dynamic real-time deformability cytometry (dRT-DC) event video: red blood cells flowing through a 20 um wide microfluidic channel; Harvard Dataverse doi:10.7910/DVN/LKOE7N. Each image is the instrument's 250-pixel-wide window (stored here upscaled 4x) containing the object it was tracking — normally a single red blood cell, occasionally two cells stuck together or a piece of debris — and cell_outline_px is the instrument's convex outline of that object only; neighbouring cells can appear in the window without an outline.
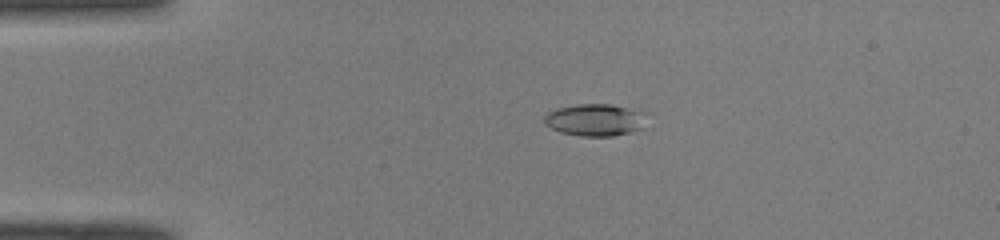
{"species": "common noctule bat (a hibernating species)", "species_latin": "Nyctalus noctula", "temperature_condition": "room temperature", "stored_images_in_passage": 45, "camera_frame_rate_fps": 3000, "um_per_image_px": 0.085, "animal": {"sex": "male", "body_mass_g": 19.0, "forearm_length_mm": 50.8}, "frame": {"image": 1, "passage_image": 6, "time_ms": 1.667, "image_size_px": [1000, 240], "cell_outline_px": [[652, 112], [640, 128], [628, 132], [612, 136], [580, 136], [560, 132], [552, 128], [544, 120], [544, 116], [548, 112], [556, 108], [576, 104], [608, 104]], "centroid_in_image_um": [50.64, 10.17], "position_along_channel_um": 34.4, "area_um2": 19.31}}
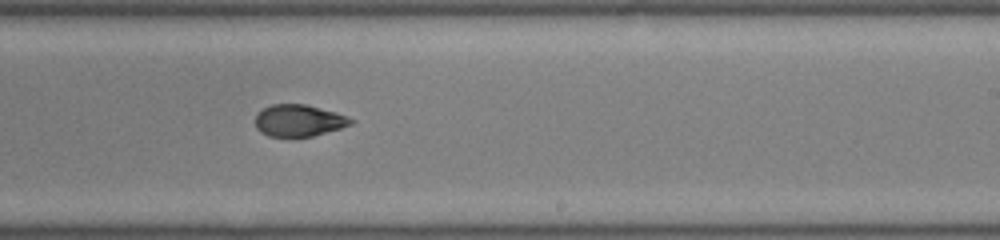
{"frame": {"image": 2, "passage_image": 26, "time_ms": 8.333, "image_size_px": [1000, 240], "cell_outline_px": [[356, 120], [352, 124], [340, 128], [312, 136], [292, 140], [268, 136], [260, 132], [256, 128], [256, 112], [272, 104], [304, 104], [336, 112]], "centroid_in_image_um": [25.36, 10.29], "position_along_channel_um": 263.6, "area_um2": 18.26}}
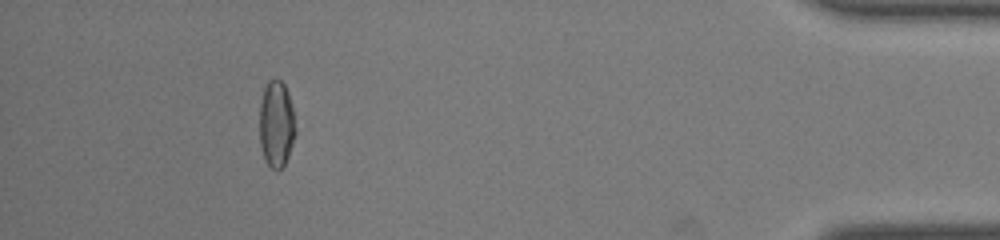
{"frame": {"image": 3, "passage_image": 41, "time_ms": 13.333, "image_size_px": [1000, 240], "cell_outline_px": [[296, 132], [288, 156], [284, 164], [280, 168], [272, 168], [264, 160], [260, 144], [260, 100], [264, 88], [268, 80], [280, 80], [284, 84], [288, 92], [292, 104], [296, 128]], "centroid_in_image_um": [23.49, 10.52], "position_along_channel_um": 411.7, "area_um2": 18.15}, "authors_computed_cell_mechanics": {"area_um2": 18.4382, "velocity_mm_per_s": 4.0881, "shape_relaxation_time_tau1_ms": null, "shape_relaxation_time_tau2_ms": 2.007, "deformation_change_tau1": null, "deformation_change_tau2": 0.0716}}